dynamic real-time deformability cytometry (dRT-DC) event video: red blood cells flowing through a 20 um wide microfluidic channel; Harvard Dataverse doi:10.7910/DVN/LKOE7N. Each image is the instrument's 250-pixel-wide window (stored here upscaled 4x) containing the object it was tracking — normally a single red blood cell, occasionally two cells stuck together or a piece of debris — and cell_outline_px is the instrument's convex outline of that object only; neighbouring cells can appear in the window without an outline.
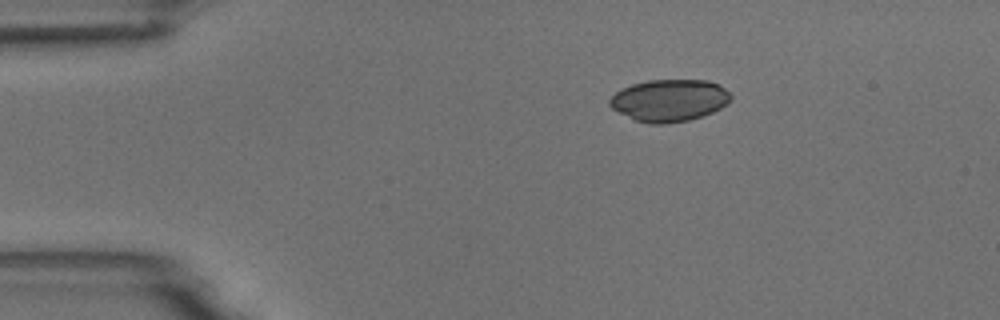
{"species": "common noctule bat (a hibernating species)", "species_latin": "Nyctalus noctula", "temperature_condition": "room temperature", "stored_images_in_passage": 4, "camera_frame_rate_fps": 3000, "um_per_image_px": 0.085, "animal": {"sex": "male", "body_mass_g": 18.8}, "frame": {"image": 1, "passage_image": 1, "time_ms": 0.0, "image_size_px": [1000, 320], "cell_outline_px": [[732, 100], [728, 104], [712, 112], [688, 120], [668, 124], [648, 124], [636, 120], [612, 108], [608, 104], [608, 100], [616, 92], [632, 84], [648, 80], [708, 80], [720, 84], [732, 96]], "centroid_in_image_um": [56.92, 8.53], "position_along_channel_um": 28.1, "area_um2": 29.71}}